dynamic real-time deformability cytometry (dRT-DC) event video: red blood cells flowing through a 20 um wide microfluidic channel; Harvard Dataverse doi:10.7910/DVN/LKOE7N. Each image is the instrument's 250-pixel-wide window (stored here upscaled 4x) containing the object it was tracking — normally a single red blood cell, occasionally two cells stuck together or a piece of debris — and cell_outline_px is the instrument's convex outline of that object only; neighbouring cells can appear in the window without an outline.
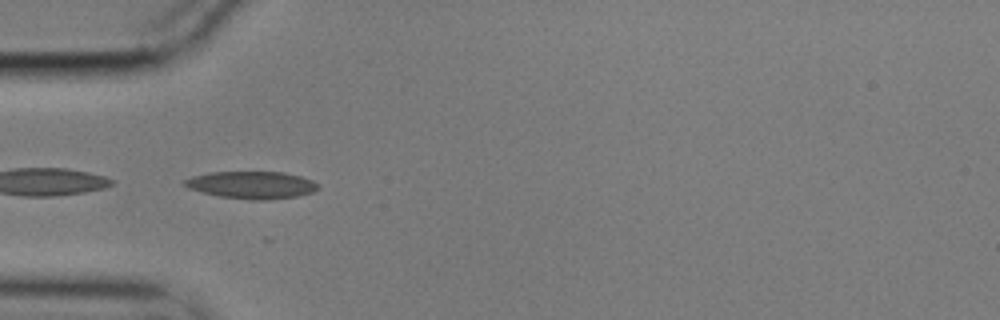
{"species": "common noctule bat (a hibernating species)", "species_latin": "Nyctalus noctula", "temperature_condition": "cold", "stored_images_in_passage": 43, "camera_frame_rate_fps": 3000, "um_per_image_px": 0.085, "animal": {"sex": "male", "body_mass_g": 17.9}, "frame": {"image": 1, "passage_image": 4, "time_ms": 1.0, "image_size_px": [1000, 320], "cell_outline_px": [[320, 188], [312, 192], [296, 196], [268, 200], [248, 200], [220, 196], [188, 188], [184, 184], [184, 180], [192, 176], [208, 172], [284, 172], [300, 176], [312, 180], [320, 184]], "centroid_in_image_um": [21.43, 15.72], "position_along_channel_um": 63.6, "area_um2": 21.27}}
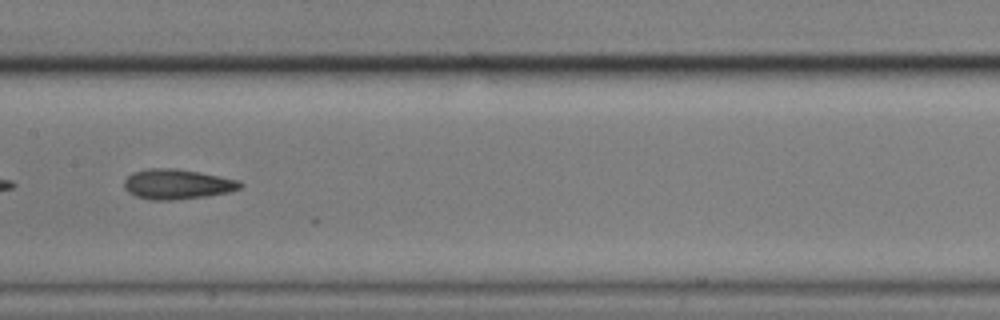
{"frame": {"image": 2, "passage_image": 15, "time_ms": 4.667, "image_size_px": [1000, 320], "cell_outline_px": [[244, 184], [240, 188], [228, 192], [208, 196], [172, 200], [152, 200], [136, 196], [128, 192], [124, 188], [124, 180], [132, 172], [148, 168], [176, 168], [200, 172], [240, 180]], "centroid_in_image_um": [15.06, 15.65], "position_along_channel_um": 192.3, "area_um2": 20.46}}
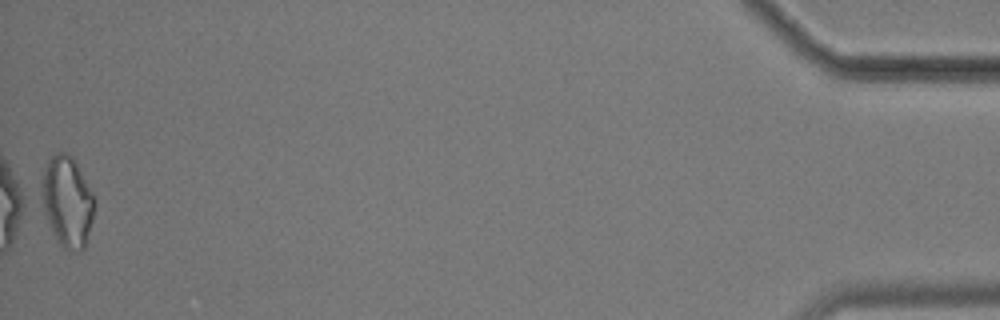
{"frame": {"image": 3, "passage_image": 43, "time_ms": 14.0, "image_size_px": [1000, 320], "cell_outline_px": [[96, 204], [92, 220], [84, 248], [80, 252], [64, 248], [60, 244], [48, 224], [36, 192], [44, 168], [48, 160], [56, 152], [68, 152], [76, 160], [96, 200]], "centroid_in_image_um": [5.66, 17.07], "position_along_channel_um": 429.5, "area_um2": 28.84}, "authors_computed_cell_mechanics": {"area_um2": 20.5768, "velocity_mm_per_s": 3.5259, "shape_relaxation_time_tau1_ms": 10.1202, "shape_relaxation_time_tau2_ms": 2.9467, "deformation_change_tau1": 0.1695, "deformation_change_tau2": 0.117}}